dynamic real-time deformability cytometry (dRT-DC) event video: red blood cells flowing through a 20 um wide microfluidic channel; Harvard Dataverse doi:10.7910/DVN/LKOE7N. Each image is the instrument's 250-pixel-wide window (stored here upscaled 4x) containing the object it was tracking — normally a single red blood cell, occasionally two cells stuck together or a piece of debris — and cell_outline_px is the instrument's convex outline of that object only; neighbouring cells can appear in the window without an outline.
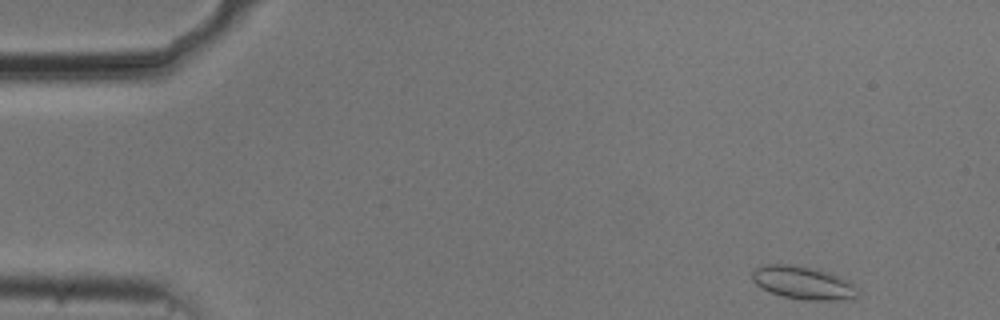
{"species": "common noctule bat (a hibernating species)", "species_latin": "Nyctalus noctula", "temperature_condition": "cold", "stored_images_in_passage": 50, "camera_frame_rate_fps": 3000, "um_per_image_px": 0.085, "animal": {"sex": "male", "body_mass_g": 20.5, "forearm_length_mm": 52.5}, "frame": {"image": 1, "passage_image": 1, "time_ms": 0.0, "image_size_px": [1000, 320], "cell_outline_px": [[860, 288], [856, 296], [840, 300], [804, 300], [784, 296], [760, 288], [752, 280], [752, 272], [756, 268], [768, 264], [788, 264], [816, 268], [832, 272], [848, 280]], "centroid_in_image_um": [68.3, 24.02], "position_along_channel_um": 16.7, "area_um2": 20.46}}
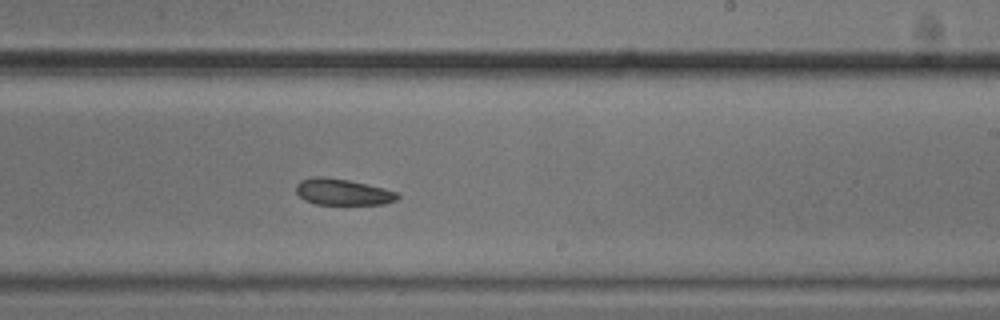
{"frame": {"image": 2, "passage_image": 29, "time_ms": 9.333, "image_size_px": [1000, 320], "cell_outline_px": [[400, 196], [396, 200], [384, 204], [316, 204], [304, 200], [296, 192], [296, 184], [300, 180], [316, 176], [324, 176], [348, 180], [384, 188], [396, 192]], "centroid_in_image_um": [29.1, 16.31], "position_along_channel_um": 259.9, "area_um2": 15.49}}
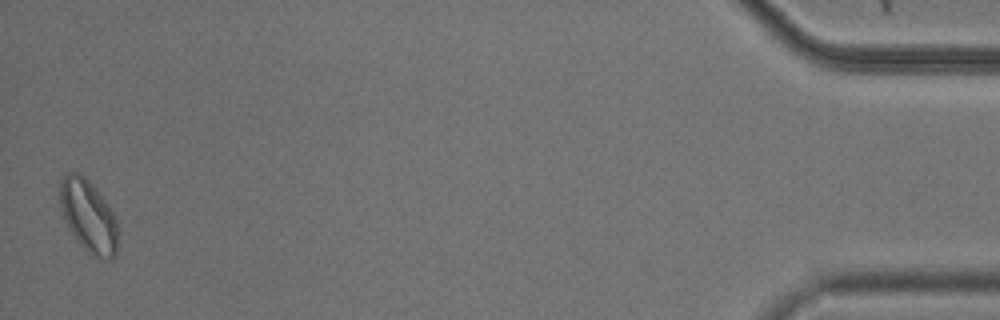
{"frame": {"image": 3, "passage_image": 50, "time_ms": 16.333, "image_size_px": [1000, 320], "cell_outline_px": [[116, 256], [112, 260], [104, 260], [92, 256], [76, 240], [68, 228], [64, 220], [60, 208], [60, 180], [64, 172], [80, 172], [92, 184], [108, 204], [116, 220]], "centroid_in_image_um": [7.48, 18.36], "position_along_channel_um": 427.7, "area_um2": 24.62}, "authors_computed_cell_mechanics": {"area_um2": 17.5712, "velocity_mm_per_s": 3.6876, "shape_relaxation_time_tau1_ms": 7.2897, "shape_relaxation_time_tau2_ms": null, "deformation_change_tau1": 0.087, "deformation_change_tau2": null}}